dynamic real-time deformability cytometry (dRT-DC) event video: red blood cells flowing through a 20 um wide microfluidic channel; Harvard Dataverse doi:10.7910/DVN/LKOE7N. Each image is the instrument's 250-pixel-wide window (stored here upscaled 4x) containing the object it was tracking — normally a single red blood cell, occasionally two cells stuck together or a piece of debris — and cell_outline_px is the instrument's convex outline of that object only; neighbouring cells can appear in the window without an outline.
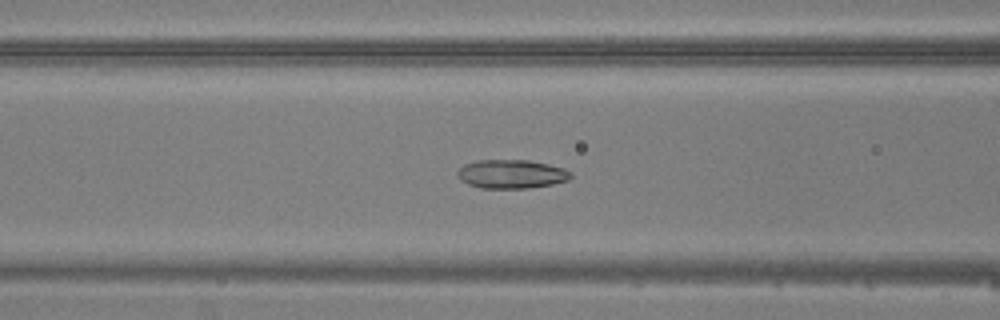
{"species": "common noctule bat (a hibernating species)", "species_latin": "Nyctalus noctula", "temperature_condition": "warm", "stored_images_in_passage": 49, "camera_frame_rate_fps": 3000, "um_per_image_px": 0.085, "animal": {"sex": "male", "body_mass_g": 20.5, "forearm_length_mm": 52.5}, "frame": {"image": 1, "passage_image": 21, "time_ms": 6.667, "image_size_px": [1000, 320], "cell_outline_px": [[572, 176], [568, 180], [552, 184], [528, 188], [480, 188], [468, 184], [460, 180], [456, 176], [456, 172], [464, 164], [476, 160], [528, 160], [548, 164], [564, 168], [572, 172]], "centroid_in_image_um": [43.45, 14.79], "position_along_channel_um": 123.1, "area_um2": 19.13}}
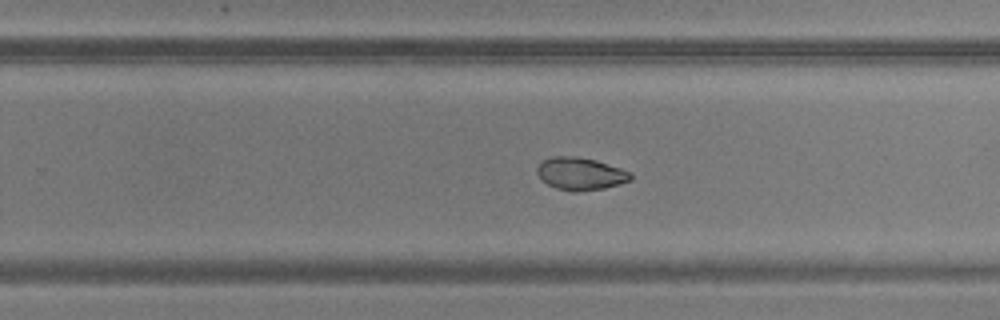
{"frame": {"image": 2, "passage_image": 32, "time_ms": 10.333, "image_size_px": [1000, 320], "cell_outline_px": [[632, 180], [620, 184], [604, 188], [576, 192], [572, 192], [556, 188], [548, 184], [536, 172], [536, 168], [544, 160], [552, 156], [576, 156], [596, 160], [632, 172]], "centroid_in_image_um": [49.37, 14.77], "position_along_channel_um": 280.4, "area_um2": 17.74}}
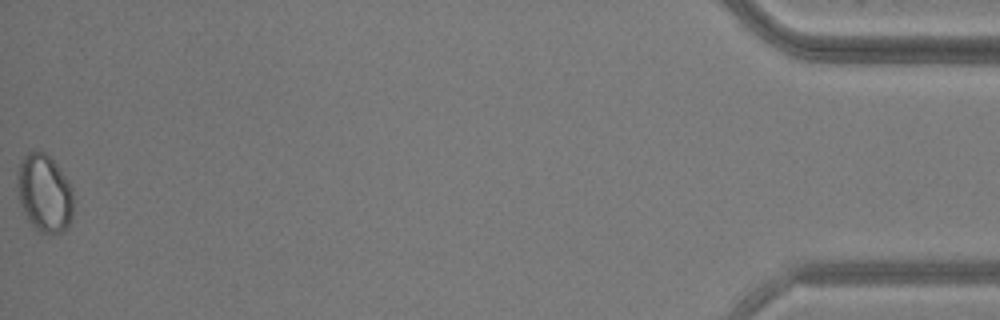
{"frame": {"image": 3, "passage_image": 49, "time_ms": 16.0, "image_size_px": [1000, 320], "cell_outline_px": [[72, 216], [68, 228], [64, 232], [40, 232], [28, 220], [20, 204], [16, 176], [20, 160], [28, 152], [44, 152], [56, 164], [68, 180], [72, 188]], "centroid_in_image_um": [3.77, 16.41], "position_along_channel_um": 431.4, "area_um2": 25.26}}